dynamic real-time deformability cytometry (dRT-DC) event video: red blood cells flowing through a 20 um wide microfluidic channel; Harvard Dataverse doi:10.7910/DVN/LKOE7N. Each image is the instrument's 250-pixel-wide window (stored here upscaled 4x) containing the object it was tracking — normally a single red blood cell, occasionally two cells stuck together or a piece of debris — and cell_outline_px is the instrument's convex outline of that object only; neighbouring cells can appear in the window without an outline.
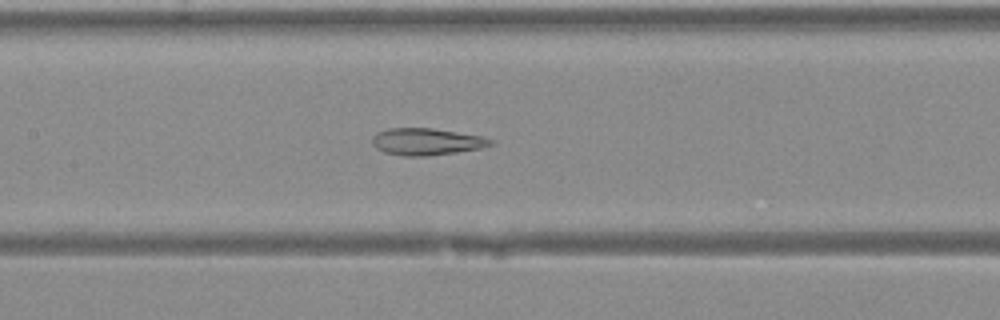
{"species": "Egyptian fruit bat (a non-hibernating species)", "species_latin": "Rousettus aegyptiacus", "temperature_condition": "warm", "stored_images_in_passage": 31, "camera_frame_rate_fps": 3000, "um_per_image_px": 0.085, "animal": {"sex": "female"}, "frame": {"image": 1, "passage_image": 10, "time_ms": 3.0, "image_size_px": [1000, 320], "cell_outline_px": [[496, 140], [492, 144], [480, 148], [456, 152], [424, 156], [404, 156], [384, 152], [376, 148], [372, 144], [372, 136], [376, 132], [388, 128], [432, 128], [484, 136]], "centroid_in_image_um": [36.25, 12.03], "position_along_channel_um": 171.2, "area_um2": 18.67}}
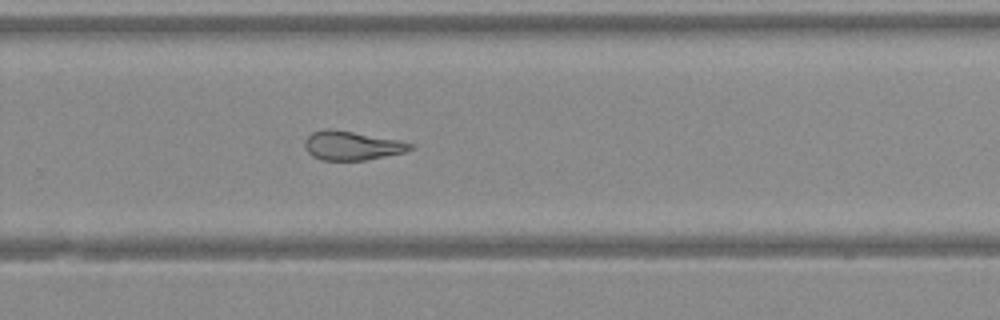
{"frame": {"image": 2, "passage_image": 18, "time_ms": 5.667, "image_size_px": [1000, 320], "cell_outline_px": [[412, 148], [404, 152], [364, 160], [320, 160], [312, 156], [304, 148], [304, 140], [312, 132], [328, 128], [332, 128], [396, 140], [412, 144]], "centroid_in_image_um": [29.82, 12.37], "position_along_channel_um": 300.0, "area_um2": 17.57}}
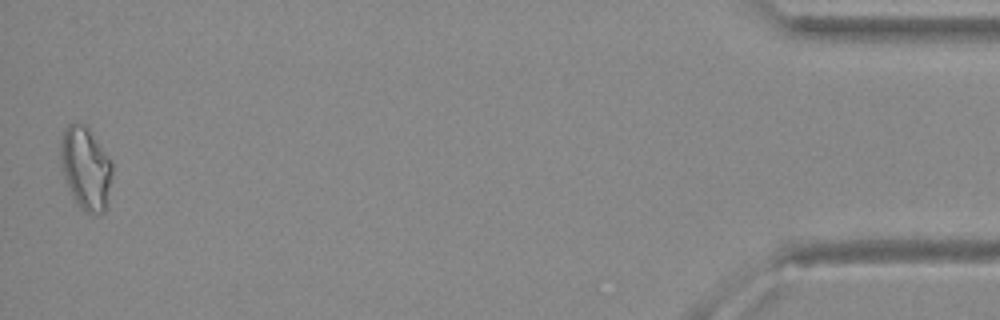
{"frame": {"image": 3, "passage_image": 31, "time_ms": 10.0, "image_size_px": [1000, 320], "cell_outline_px": [[112, 176], [108, 208], [100, 216], [88, 212], [80, 208], [72, 196], [64, 176], [60, 156], [60, 144], [64, 128], [68, 124], [84, 124], [88, 128], [112, 160]], "centroid_in_image_um": [7.32, 14.34], "position_along_channel_um": 427.9, "area_um2": 25.2}}